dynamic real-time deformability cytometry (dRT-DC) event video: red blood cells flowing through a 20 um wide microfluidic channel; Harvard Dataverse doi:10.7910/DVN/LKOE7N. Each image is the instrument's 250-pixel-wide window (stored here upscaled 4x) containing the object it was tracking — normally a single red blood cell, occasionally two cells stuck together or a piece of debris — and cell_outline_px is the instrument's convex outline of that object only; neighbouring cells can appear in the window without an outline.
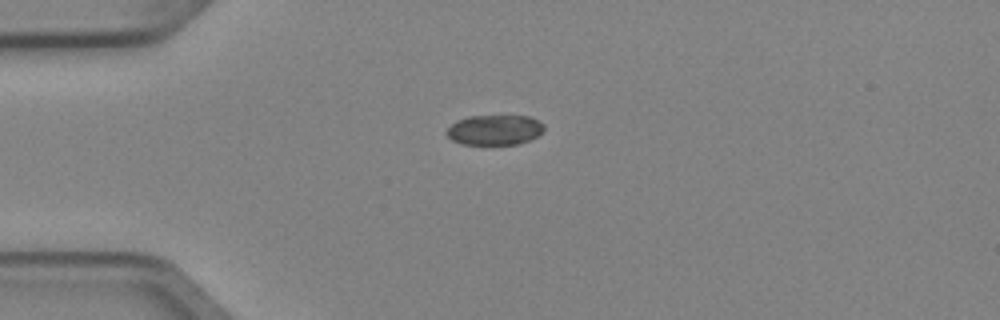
{"species": "Egyptian fruit bat (a non-hibernating species)", "species_latin": "Rousettus aegyptiacus", "temperature_condition": "cold", "stored_images_in_passage": 3, "camera_frame_rate_fps": 3000, "um_per_image_px": 0.085, "animal": {"sex": "female"}, "frame": {"image": 1, "passage_image": 1, "time_ms": 0.0, "image_size_px": [1000, 320], "cell_outline_px": [[544, 128], [536, 136], [528, 140], [516, 144], [464, 144], [452, 140], [444, 132], [456, 120], [468, 116], [528, 116], [544, 124]], "centroid_in_image_um": [42.0, 11.03], "position_along_channel_um": 43.0, "area_um2": 16.88}}
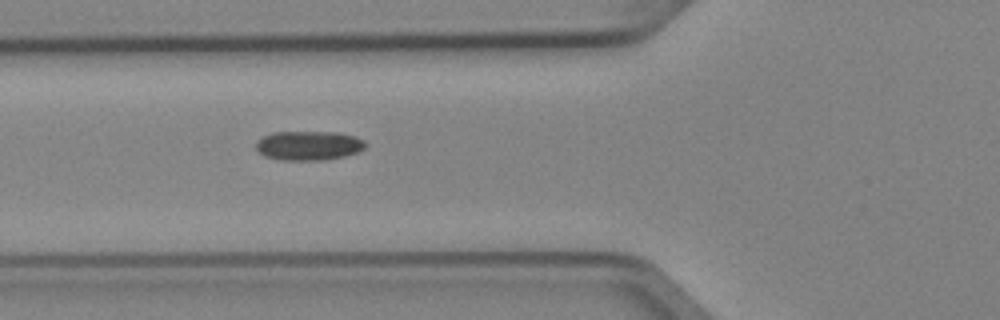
{"frame": {"image": 2, "passage_image": 3, "time_ms": 0.667, "image_size_px": [1000, 320], "cell_outline_px": [[368, 144], [364, 148], [356, 152], [344, 156], [328, 160], [284, 160], [264, 156], [256, 148], [256, 140], [272, 132], [340, 132], [356, 136], [364, 140]], "centroid_in_image_um": [26.26, 12.36], "position_along_channel_um": 99.5, "area_um2": 18.84}}